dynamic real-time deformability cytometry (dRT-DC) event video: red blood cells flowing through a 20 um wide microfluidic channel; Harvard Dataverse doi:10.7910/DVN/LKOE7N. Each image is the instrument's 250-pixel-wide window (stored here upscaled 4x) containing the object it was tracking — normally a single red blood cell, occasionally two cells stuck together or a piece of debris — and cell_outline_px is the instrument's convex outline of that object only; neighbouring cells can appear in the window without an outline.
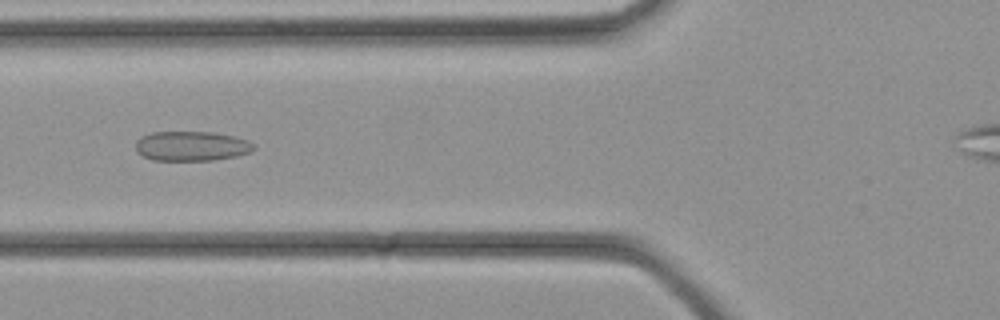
{"species": "common noctule bat (a hibernating species)", "species_latin": "Nyctalus noctula", "temperature_condition": "cold", "stored_images_in_passage": 32, "camera_frame_rate_fps": 3000, "um_per_image_px": 0.085, "animal": {"sex": "female", "body_mass_g": 21.9}, "frame": {"image": 1, "passage_image": 13, "time_ms": 4.0, "image_size_px": [1000, 320], "cell_outline_px": [[256, 148], [248, 152], [236, 156], [212, 160], [152, 160], [136, 152], [136, 140], [140, 136], [152, 132], [212, 132], [232, 136], [248, 140], [256, 144]], "centroid_in_image_um": [16.26, 12.41], "position_along_channel_um": 109.5, "area_um2": 20.46}}
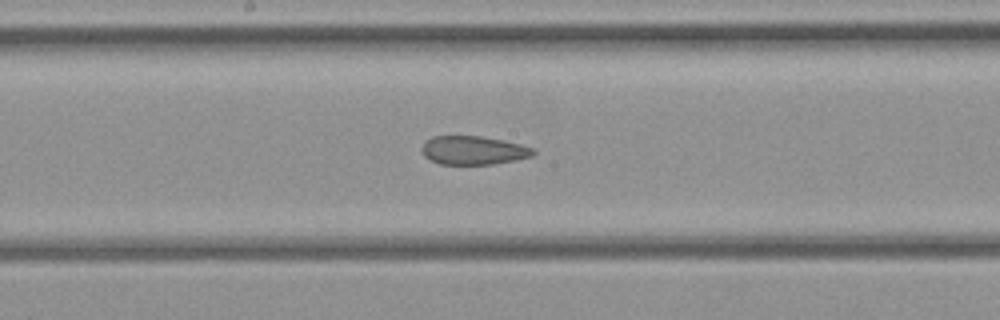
{"frame": {"image": 2, "passage_image": 18, "time_ms": 5.667, "image_size_px": [1000, 320], "cell_outline_px": [[536, 152], [532, 156], [492, 164], [440, 164], [424, 156], [420, 148], [424, 140], [432, 136], [480, 136], [504, 140], [520, 144], [532, 148]], "centroid_in_image_um": [40.18, 12.76], "position_along_channel_um": 208.0, "area_um2": 18.55}}
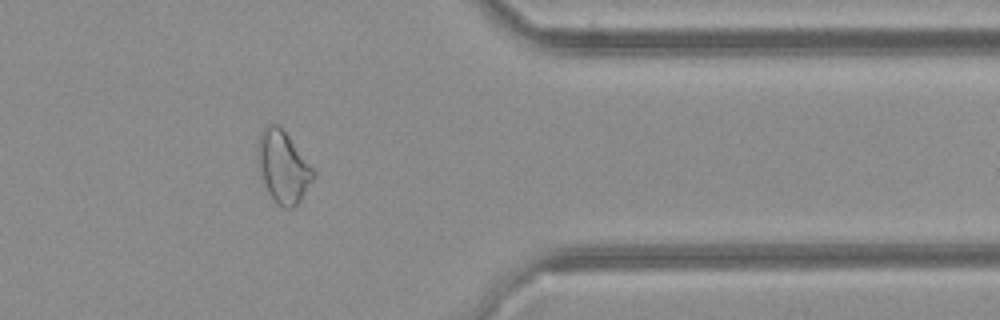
{"frame": {"image": 3, "passage_image": 28, "time_ms": 9.0, "image_size_px": [1000, 320], "cell_outline_px": [[316, 172], [312, 180], [300, 200], [292, 208], [284, 208], [268, 192], [260, 176], [256, 164], [256, 144], [260, 132], [268, 124], [276, 124], [288, 136]], "centroid_in_image_um": [24.0, 14.16], "position_along_channel_um": 387.4, "area_um2": 23.06}}